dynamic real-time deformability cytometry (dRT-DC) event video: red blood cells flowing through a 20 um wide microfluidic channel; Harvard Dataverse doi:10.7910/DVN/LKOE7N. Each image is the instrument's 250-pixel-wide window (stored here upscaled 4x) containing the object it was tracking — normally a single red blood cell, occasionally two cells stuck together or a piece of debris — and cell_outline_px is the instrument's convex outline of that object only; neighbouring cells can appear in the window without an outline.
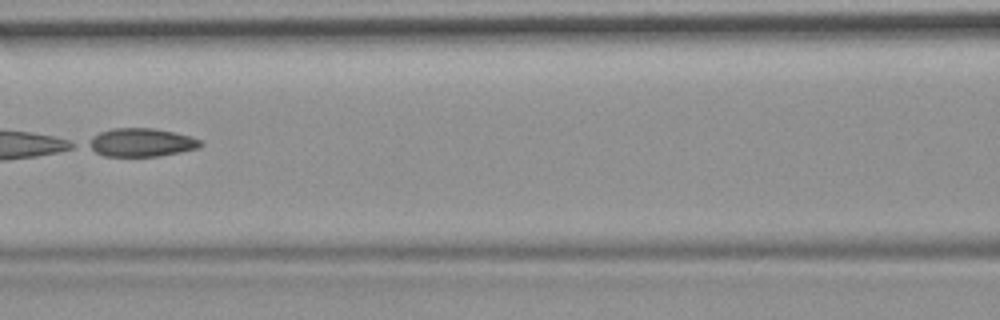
{"species": "common noctule bat (a hibernating species)", "species_latin": "Nyctalus noctula", "temperature_condition": "room temperature", "stored_images_in_passage": 9, "camera_frame_rate_fps": 3000, "um_per_image_px": 0.085, "animal": {"sex": "female", "body_mass_g": 19.9}, "frame": {"image": 1, "passage_image": 7, "time_ms": 2.0, "image_size_px": [1000, 320], "cell_outline_px": [[204, 144], [200, 148], [160, 156], [104, 156], [88, 148], [84, 144], [92, 136], [100, 132], [112, 128], [152, 128], [176, 132], [200, 140]], "centroid_in_image_um": [11.97, 12.11], "position_along_channel_um": 154.6, "area_um2": 18.73}}